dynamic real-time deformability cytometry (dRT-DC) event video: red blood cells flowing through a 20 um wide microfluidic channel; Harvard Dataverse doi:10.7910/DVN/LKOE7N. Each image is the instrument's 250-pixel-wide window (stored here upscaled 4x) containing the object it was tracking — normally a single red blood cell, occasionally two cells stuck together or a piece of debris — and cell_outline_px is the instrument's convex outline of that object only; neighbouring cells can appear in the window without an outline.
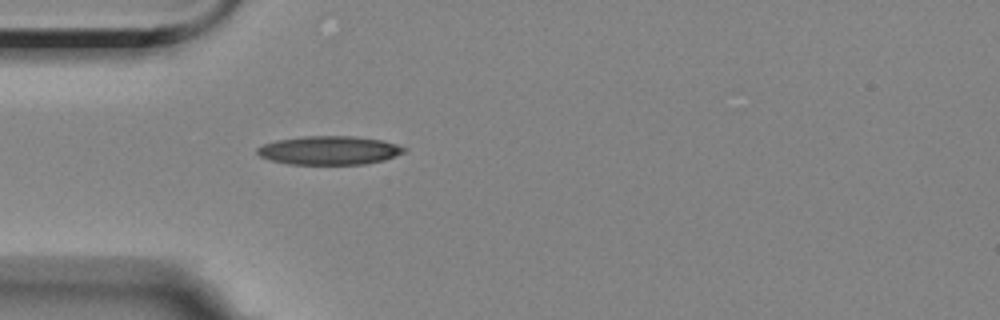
{"species": "Egyptian fruit bat (a non-hibernating species)", "species_latin": "Rousettus aegyptiacus", "temperature_condition": "room temperature", "stored_images_in_passage": 41, "camera_frame_rate_fps": 3000, "um_per_image_px": 0.085, "animal": {"sex": "female"}, "frame": {"image": 1, "passage_image": 1, "time_ms": 0.0, "image_size_px": [1000, 320], "cell_outline_px": [[408, 148], [404, 152], [384, 160], [364, 164], [288, 164], [268, 160], [260, 156], [256, 152], [256, 148], [264, 144], [276, 140], [304, 136], [356, 136], [384, 140]], "centroid_in_image_um": [27.98, 12.77], "position_along_channel_um": 57.0, "area_um2": 24.68}}
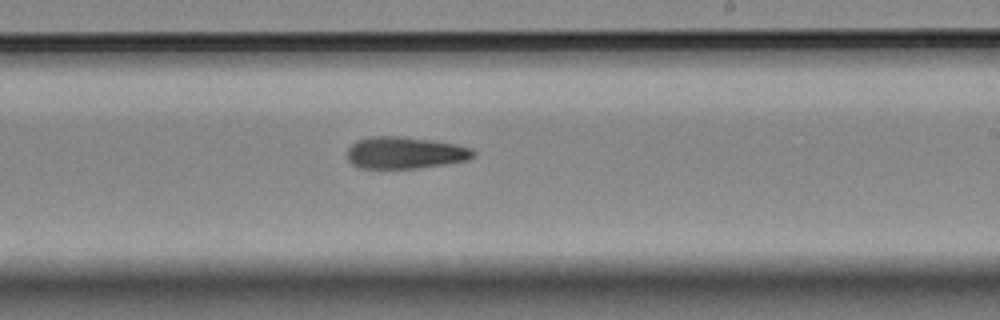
{"frame": {"image": 2, "passage_image": 18, "time_ms": 5.667, "image_size_px": [1000, 320], "cell_outline_px": [[476, 156], [468, 160], [420, 168], [360, 168], [352, 164], [348, 160], [348, 148], [356, 140], [368, 136], [400, 136], [456, 144], [472, 148], [476, 152]], "centroid_in_image_um": [34.43, 12.98], "position_along_channel_um": 254.6, "area_um2": 23.52}}
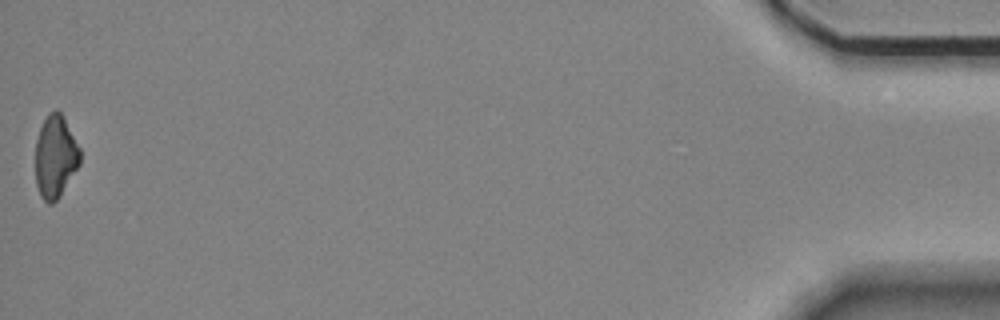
{"frame": {"image": 3, "passage_image": 41, "time_ms": 13.333, "image_size_px": [1000, 320], "cell_outline_px": [[80, 164], [60, 196], [52, 204], [48, 204], [40, 196], [36, 184], [36, 140], [40, 128], [48, 112], [56, 108], [64, 116], [80, 148]], "centroid_in_image_um": [4.71, 13.3], "position_along_channel_um": 430.5, "area_um2": 21.62}, "authors_computed_cell_mechanics": {"area_um2": 23.2934, "velocity_mm_per_s": 3.5355, "shape_relaxation_time_tau1_ms": 8.2944, "shape_relaxation_time_tau2_ms": null, "deformation_change_tau1": 0.2122, "deformation_change_tau2": null}}